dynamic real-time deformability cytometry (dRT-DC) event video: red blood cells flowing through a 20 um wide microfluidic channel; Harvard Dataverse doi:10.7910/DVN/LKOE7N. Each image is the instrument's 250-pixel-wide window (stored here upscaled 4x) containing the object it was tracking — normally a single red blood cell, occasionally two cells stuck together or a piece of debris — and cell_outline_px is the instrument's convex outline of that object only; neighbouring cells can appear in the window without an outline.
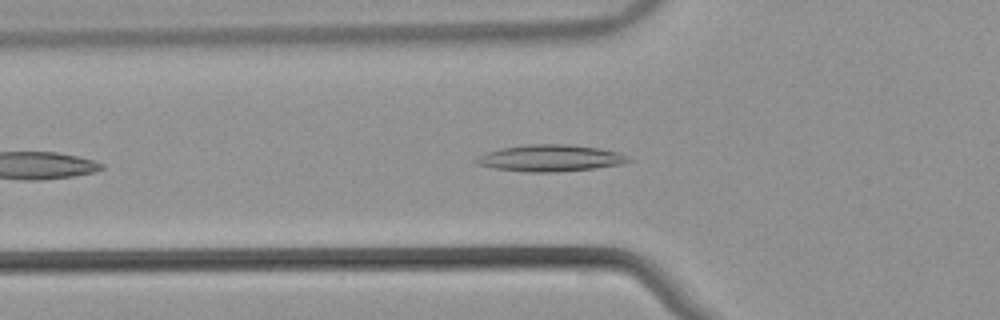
{"species": "common noctule bat (a hibernating species)", "species_latin": "Nyctalus noctula", "temperature_condition": "warm", "stored_images_in_passage": 15, "camera_frame_rate_fps": 3000, "um_per_image_px": 0.085, "animal": {"sex": "male", "body_mass_g": 21.5, "forearm_length_mm": 52.0}, "frame": {"image": 1, "passage_image": 7, "time_ms": 2.0, "image_size_px": [1000, 320], "cell_outline_px": [[632, 160], [620, 164], [596, 168], [552, 172], [528, 172], [492, 168], [476, 164], [472, 160], [484, 152], [500, 148], [524, 144], [568, 144], [600, 148], [620, 152], [628, 156]], "centroid_in_image_um": [46.73, 13.43], "position_along_channel_um": 79.1, "area_um2": 23.93}}
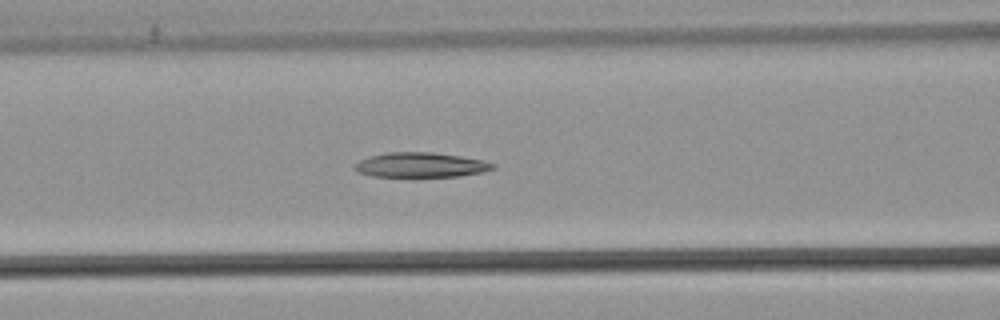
{"frame": {"image": 2, "passage_image": 11, "time_ms": 3.333, "image_size_px": [1000, 320], "cell_outline_px": [[496, 168], [480, 172], [460, 176], [372, 176], [360, 172], [352, 168], [352, 164], [360, 160], [372, 156], [388, 152], [432, 152], [460, 156], [484, 160], [496, 164]], "centroid_in_image_um": [35.77, 14.01], "position_along_channel_um": 130.8, "area_um2": 19.83}}